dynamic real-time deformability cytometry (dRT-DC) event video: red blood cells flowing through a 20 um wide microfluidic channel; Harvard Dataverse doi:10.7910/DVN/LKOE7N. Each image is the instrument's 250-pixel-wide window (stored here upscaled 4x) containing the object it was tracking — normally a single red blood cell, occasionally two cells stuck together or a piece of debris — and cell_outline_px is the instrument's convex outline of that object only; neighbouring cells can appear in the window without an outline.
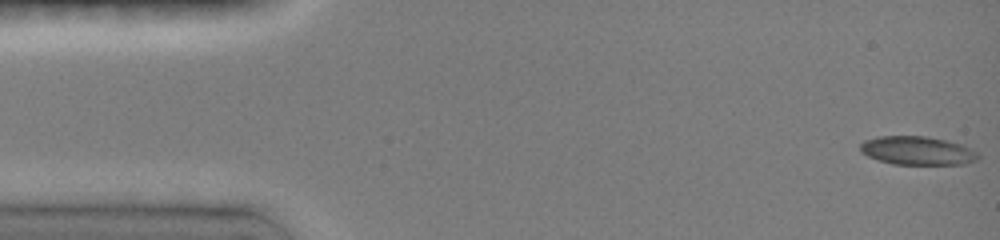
{"species": "common noctule bat (a hibernating species)", "species_latin": "Nyctalus noctula", "temperature_condition": "room temperature", "stored_images_in_passage": 14, "camera_frame_rate_fps": 3000, "um_per_image_px": 0.085, "animal": {"sex": "female", "body_mass_g": 19.0, "forearm_length_mm": 51.5}, "frame": {"image": 1, "passage_image": 1, "time_ms": 0.0, "image_size_px": [1000, 240], "cell_outline_px": [[980, 156], [976, 160], [960, 164], [892, 164], [868, 156], [860, 152], [860, 144], [864, 140], [880, 136], [924, 136], [944, 140], [960, 144], [976, 152]], "centroid_in_image_um": [77.92, 12.8], "position_along_channel_um": 7.1, "area_um2": 19.31}}
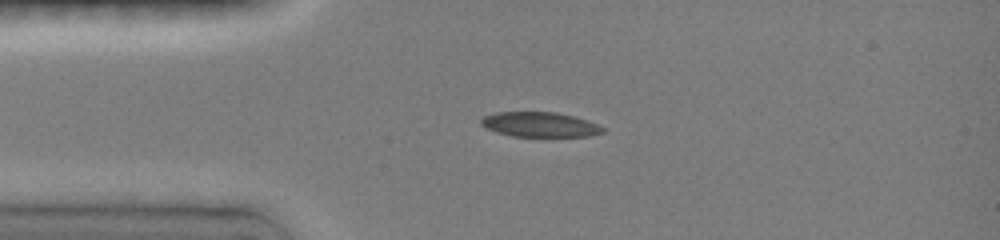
{"frame": {"image": 2, "passage_image": 11, "time_ms": 3.333, "image_size_px": [1000, 240], "cell_outline_px": [[604, 132], [588, 136], [512, 136], [496, 132], [480, 124], [480, 120], [484, 116], [496, 112], [556, 112], [572, 116], [596, 124], [604, 128]], "centroid_in_image_um": [45.84, 10.58], "position_along_channel_um": 39.2, "area_um2": 17.34}}